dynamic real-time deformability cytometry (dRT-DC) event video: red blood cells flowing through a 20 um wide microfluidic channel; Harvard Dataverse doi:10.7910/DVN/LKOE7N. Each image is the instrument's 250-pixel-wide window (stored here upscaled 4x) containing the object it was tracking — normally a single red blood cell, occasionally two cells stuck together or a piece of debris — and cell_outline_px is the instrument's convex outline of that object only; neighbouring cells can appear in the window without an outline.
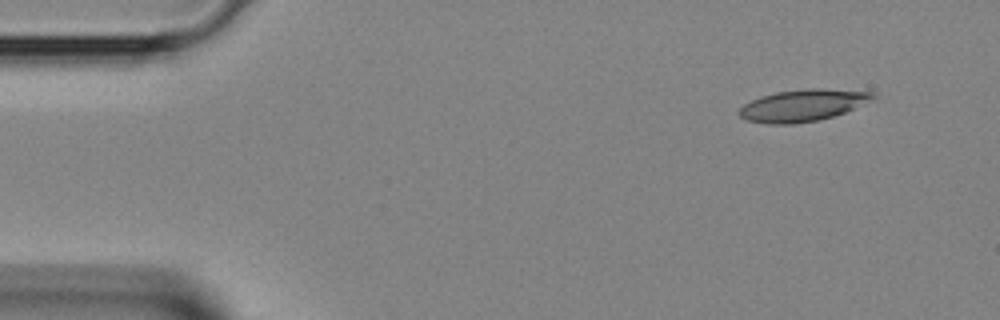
{"species": "Egyptian fruit bat (a non-hibernating species)", "species_latin": "Rousettus aegyptiacus", "temperature_condition": "room temperature", "stored_images_in_passage": 3, "camera_frame_rate_fps": 3000, "um_per_image_px": 0.085, "animal": {"sex": "female"}, "frame": {"image": 1, "passage_image": 1, "time_ms": 0.0, "image_size_px": [1000, 320], "cell_outline_px": [[876, 96], [844, 112], [832, 116], [816, 120], [792, 124], [768, 124], [748, 120], [740, 116], [736, 112], [744, 104], [760, 96], [776, 92], [808, 88], [820, 88], [876, 92]], "centroid_in_image_um": [68.17, 8.95], "position_along_channel_um": 16.8, "area_um2": 24.45}}
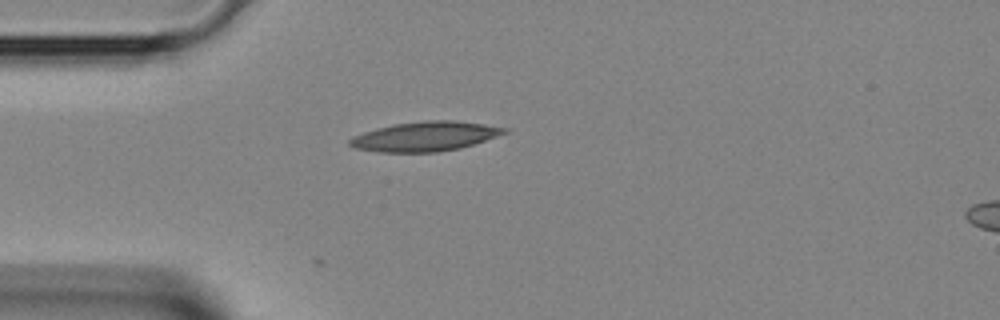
{"frame": {"image": 2, "passage_image": 3, "time_ms": 0.667, "image_size_px": [1000, 320], "cell_outline_px": [[508, 132], [460, 148], [436, 152], [376, 152], [356, 148], [348, 144], [348, 140], [352, 136], [376, 128], [392, 124], [424, 120], [452, 120], [484, 124], [508, 128]], "centroid_in_image_um": [36.09, 11.59], "position_along_channel_um": 48.9, "area_um2": 26.59}}